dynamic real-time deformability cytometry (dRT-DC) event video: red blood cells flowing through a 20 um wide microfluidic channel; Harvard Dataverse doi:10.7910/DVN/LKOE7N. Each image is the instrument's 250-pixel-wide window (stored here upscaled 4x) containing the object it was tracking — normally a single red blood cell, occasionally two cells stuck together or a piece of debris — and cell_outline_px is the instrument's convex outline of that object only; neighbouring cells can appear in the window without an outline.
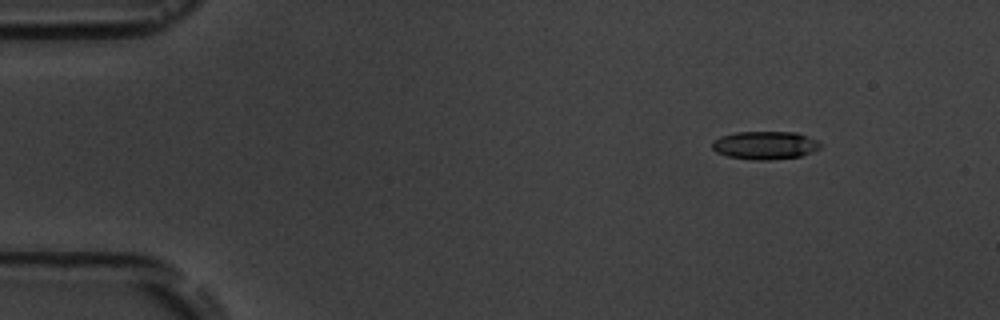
{"species": "common noctule bat (a hibernating species)", "species_latin": "Nyctalus noctula", "temperature_condition": "room temperature", "stored_images_in_passage": 6, "segment_of_instrument_passage": [1, 2], "camera_frame_rate_fps": 3000, "um_per_image_px": 0.085, "animal": {"sex": "male", "body_mass_g": 19.5, "forearm_length_mm": 54.6}, "frame": {"image": 1, "passage_image": 2, "time_ms": 1.333, "image_size_px": [1000, 320], "cell_outline_px": [[824, 144], [820, 148], [812, 152], [800, 156], [768, 160], [752, 160], [728, 156], [716, 152], [712, 148], [712, 140], [720, 136], [736, 132], [796, 132], [808, 136]], "centroid_in_image_um": [65.03, 12.34], "position_along_channel_um": 20.0, "area_um2": 17.86}}